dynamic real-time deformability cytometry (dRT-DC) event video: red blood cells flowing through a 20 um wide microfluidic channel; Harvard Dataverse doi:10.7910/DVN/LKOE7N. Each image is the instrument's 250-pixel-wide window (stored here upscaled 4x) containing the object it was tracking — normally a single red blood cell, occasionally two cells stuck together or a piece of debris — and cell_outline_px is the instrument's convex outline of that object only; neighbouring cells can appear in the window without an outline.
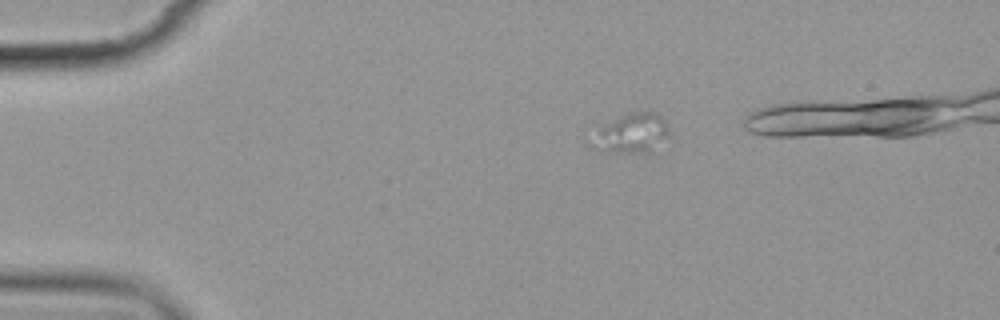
{"species": "common noctule bat (a hibernating species)", "species_latin": "Nyctalus noctula", "temperature_condition": "cold", "stored_images_in_passage": 3, "camera_frame_rate_fps": 3000, "um_per_image_px": 0.085, "animal": {"sex": "female", "body_mass_g": 19.9}, "frame": {"image": 1, "passage_image": 1, "time_ms": 0.0, "image_size_px": [1000, 320], "cell_outline_px": [[668, 132], [648, 152], [628, 152], [608, 148], [600, 132], [600, 124], [624, 112], [652, 112], [660, 116], [664, 120], [668, 128]], "centroid_in_image_um": [53.87, 11.18], "position_along_channel_um": 31.1, "area_um2": 15.55}}